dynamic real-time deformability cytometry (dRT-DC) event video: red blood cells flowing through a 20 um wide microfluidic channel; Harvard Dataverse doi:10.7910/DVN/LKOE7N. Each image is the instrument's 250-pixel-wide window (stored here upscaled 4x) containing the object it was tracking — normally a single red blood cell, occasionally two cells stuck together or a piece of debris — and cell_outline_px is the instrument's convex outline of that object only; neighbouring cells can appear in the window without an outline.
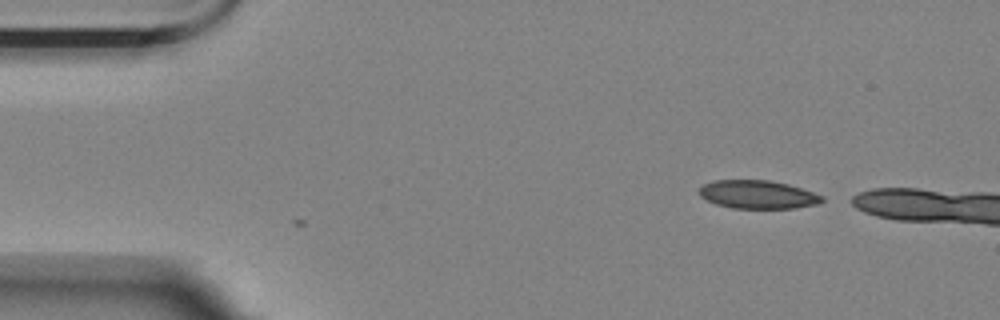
{"species": "Egyptian fruit bat (a non-hibernating species)", "species_latin": "Rousettus aegyptiacus", "temperature_condition": "room temperature", "stored_images_in_passage": 4, "camera_frame_rate_fps": 3000, "um_per_image_px": 0.085, "animal": {"sex": "female"}, "frame": {"image": 1, "passage_image": 4, "time_ms": 1.0, "image_size_px": [1000, 320], "cell_outline_px": [[824, 200], [820, 204], [796, 208], [732, 208], [716, 204], [700, 196], [700, 188], [704, 184], [712, 180], [768, 180], [788, 184], [824, 196]], "centroid_in_image_um": [64.43, 16.54], "position_along_channel_um": 20.6, "area_um2": 20.23}}